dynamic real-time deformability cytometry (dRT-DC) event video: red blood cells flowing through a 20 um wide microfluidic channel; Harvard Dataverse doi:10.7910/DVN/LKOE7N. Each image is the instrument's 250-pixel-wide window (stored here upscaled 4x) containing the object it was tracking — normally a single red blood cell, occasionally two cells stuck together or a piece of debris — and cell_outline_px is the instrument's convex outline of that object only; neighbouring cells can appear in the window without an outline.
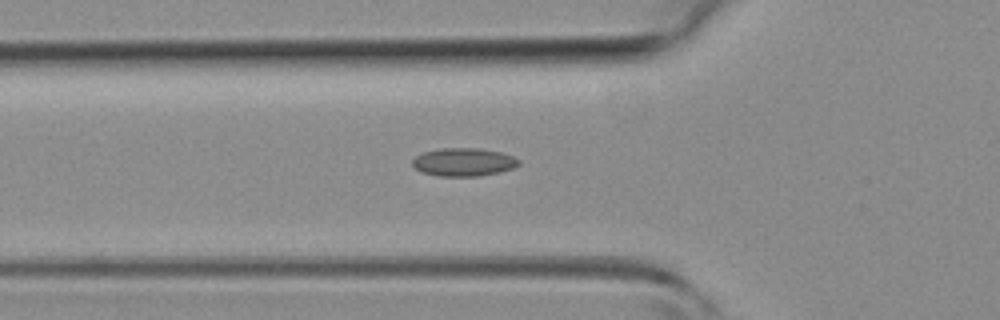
{"species": "common noctule bat (a hibernating species)", "species_latin": "Nyctalus noctula", "temperature_condition": "room temperature", "stored_images_in_passage": 40, "camera_frame_rate_fps": 3000, "um_per_image_px": 0.085, "animal": {"sex": "female", "body_mass_g": 19.3, "forearm_length_mm": 54.1}, "frame": {"image": 1, "passage_image": 13, "time_ms": 4.0, "image_size_px": [1000, 320], "cell_outline_px": [[520, 164], [512, 168], [500, 172], [480, 176], [436, 176], [420, 172], [412, 164], [412, 160], [416, 156], [424, 152], [440, 148], [476, 148], [500, 152], [512, 156], [520, 160]], "centroid_in_image_um": [39.39, 13.78], "position_along_channel_um": 86.4, "area_um2": 17.46}}
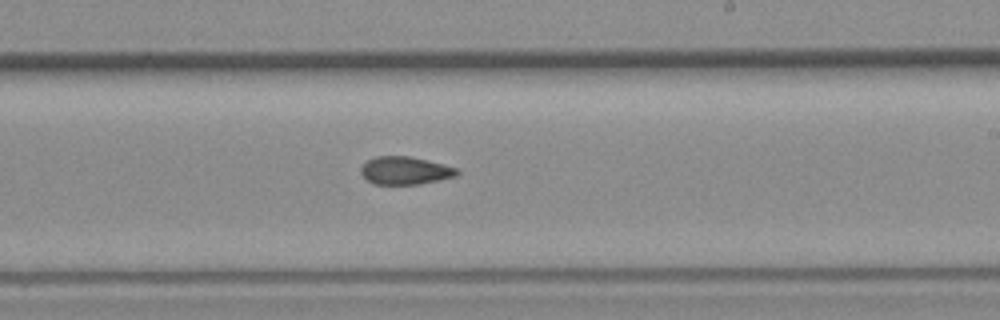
{"frame": {"image": 2, "passage_image": 24, "time_ms": 7.667, "image_size_px": [1000, 320], "cell_outline_px": [[460, 172], [456, 176], [420, 184], [372, 184], [360, 172], [360, 168], [368, 160], [376, 156], [408, 156], [456, 168]], "centroid_in_image_um": [34.4, 14.51], "position_along_channel_um": 254.6, "area_um2": 15.32}}
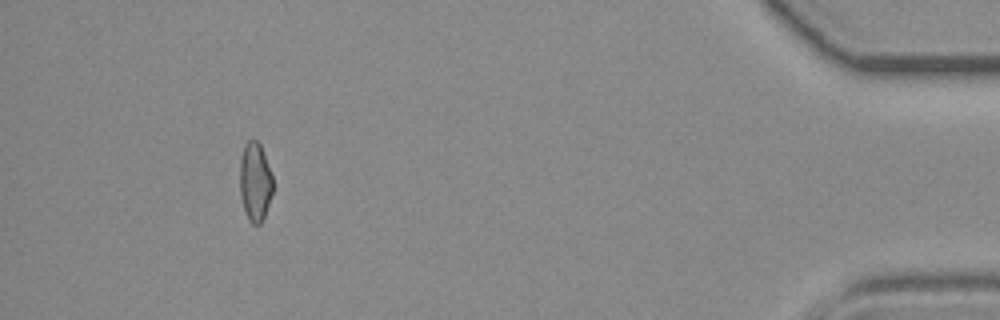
{"frame": {"image": 3, "passage_image": 39, "time_ms": 12.667, "image_size_px": [1000, 320], "cell_outline_px": [[272, 192], [264, 216], [260, 224], [252, 224], [248, 220], [240, 196], [240, 160], [244, 144], [248, 140], [256, 140], [260, 144], [272, 176]], "centroid_in_image_um": [21.66, 15.45], "position_along_channel_um": 413.5, "area_um2": 14.97}}